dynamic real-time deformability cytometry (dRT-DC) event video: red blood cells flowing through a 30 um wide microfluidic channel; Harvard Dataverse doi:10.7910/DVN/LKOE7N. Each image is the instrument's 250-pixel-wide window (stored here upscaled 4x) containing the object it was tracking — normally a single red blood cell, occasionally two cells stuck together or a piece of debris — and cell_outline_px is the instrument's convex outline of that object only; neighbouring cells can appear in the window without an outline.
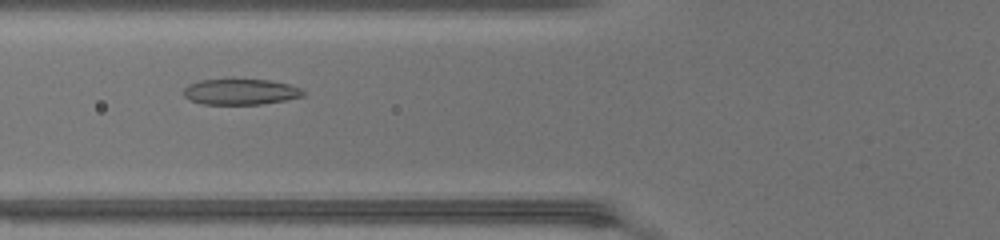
{"species": "common noctule bat (a hibernating species)", "species_latin": "Nyctalus noctula", "temperature_condition": "warm", "stored_images_in_passage": 42, "camera_frame_rate_fps": 3000, "um_per_image_px": 0.085, "animal": {"sex": "female", "body_mass_g": 17.0, "forearm_length_mm": 48.0}, "frame": {"image": 1, "passage_image": 13, "time_ms": 4.0, "image_size_px": [1000, 240], "cell_outline_px": [[308, 92], [304, 96], [284, 100], [260, 104], [204, 104], [192, 100], [184, 96], [184, 88], [188, 84], [200, 80], [268, 80], [288, 84], [300, 88]], "centroid_in_image_um": [20.47, 7.8], "position_along_channel_um": 105.3, "area_um2": 17.74}}
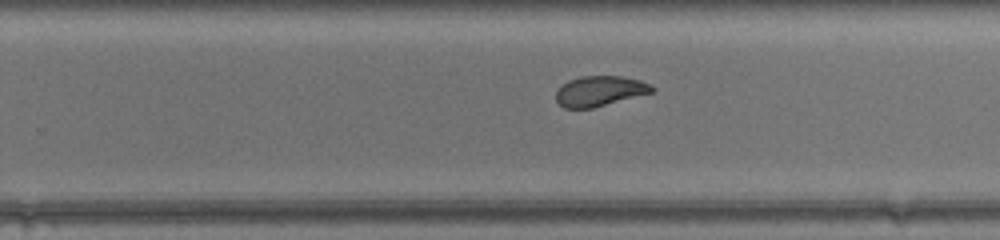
{"frame": {"image": 2, "passage_image": 25, "time_ms": 8.0, "image_size_px": [1000, 240], "cell_outline_px": [[656, 88], [652, 92], [592, 108], [564, 108], [556, 100], [556, 92], [568, 80], [580, 76], [620, 76], [640, 80]], "centroid_in_image_um": [50.96, 7.73], "position_along_channel_um": 278.8, "area_um2": 16.65}}
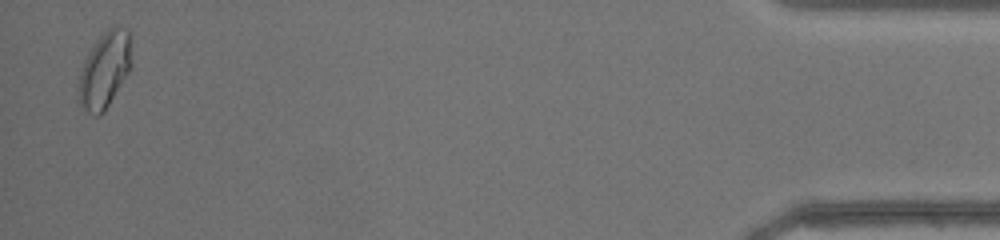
{"frame": {"image": 3, "passage_image": 41, "time_ms": 13.333, "image_size_px": [1000, 240], "cell_outline_px": [[132, 40], [128, 72], [104, 112], [96, 116], [92, 116], [80, 104], [80, 72], [84, 60], [88, 52], [96, 40], [108, 28], [116, 24], [128, 28], [132, 36]], "centroid_in_image_um": [8.92, 5.86], "position_along_channel_um": 426.3, "area_um2": 23.24}, "authors_computed_cell_mechanics": {"area_um2": 18.7272, "velocity_mm_per_s": 4.3505, "shape_relaxation_time_tau1_ms": 8.5811, "shape_relaxation_time_tau2_ms": 1.2314, "deformation_change_tau1": 0.2603, "deformation_change_tau2": 0.0611}}